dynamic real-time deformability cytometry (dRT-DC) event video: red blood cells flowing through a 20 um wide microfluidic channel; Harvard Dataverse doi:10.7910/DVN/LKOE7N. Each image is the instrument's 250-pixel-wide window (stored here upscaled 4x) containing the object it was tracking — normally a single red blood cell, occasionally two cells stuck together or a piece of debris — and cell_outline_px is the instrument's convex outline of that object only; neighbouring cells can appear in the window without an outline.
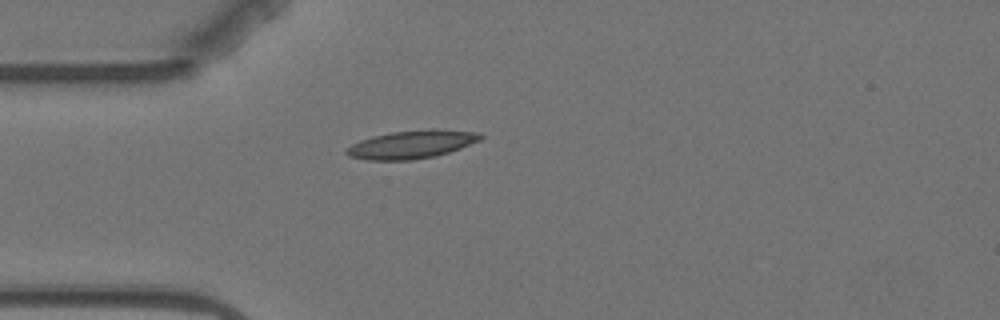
{"species": "Egyptian fruit bat (a non-hibernating species)", "species_latin": "Rousettus aegyptiacus", "temperature_condition": "warm", "stored_images_in_passage": 2, "camera_frame_rate_fps": 3000, "um_per_image_px": 0.085, "animal": {"sex": "female"}, "frame": {"image": 1, "passage_image": 1, "time_ms": 0.0, "image_size_px": [1000, 320], "cell_outline_px": [[484, 136], [480, 140], [460, 148], [436, 156], [412, 160], [368, 160], [348, 156], [344, 152], [344, 148], [360, 140], [372, 136], [392, 132], [432, 128], [480, 132]], "centroid_in_image_um": [34.98, 12.27], "position_along_channel_um": 50.0, "area_um2": 22.2}}